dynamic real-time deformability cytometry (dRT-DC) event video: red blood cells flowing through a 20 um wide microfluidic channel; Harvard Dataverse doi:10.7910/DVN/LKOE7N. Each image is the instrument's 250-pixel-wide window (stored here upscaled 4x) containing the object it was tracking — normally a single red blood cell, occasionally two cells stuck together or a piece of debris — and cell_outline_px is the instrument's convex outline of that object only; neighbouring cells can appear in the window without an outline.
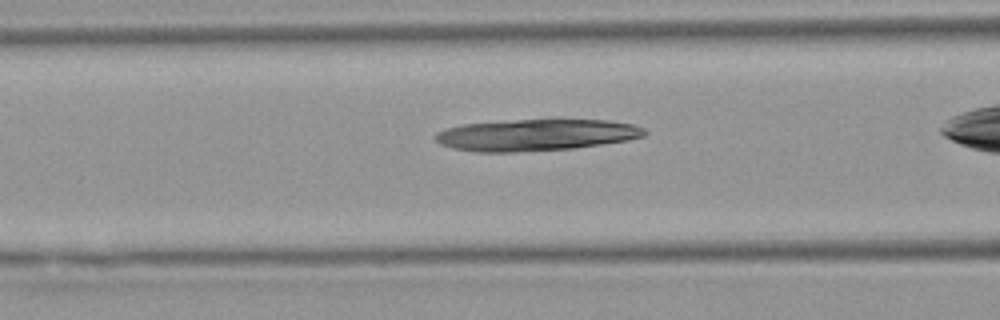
{"species": "Egyptian fruit bat (a non-hibernating species)", "species_latin": "Rousettus aegyptiacus", "temperature_condition": "warm", "stored_images_in_passage": 26, "camera_frame_rate_fps": 3000, "um_per_image_px": 0.085, "animal": {"sex": "female"}, "frame": {"image": 1, "passage_image": 6, "time_ms": 1.667, "image_size_px": [1000, 320], "cell_outline_px": [[648, 132], [644, 136], [628, 140], [572, 148], [516, 152], [476, 152], [452, 148], [440, 144], [436, 140], [436, 132], [448, 128], [464, 124], [516, 120], [608, 120], [632, 124], [644, 128]], "centroid_in_image_um": [45.57, 11.47], "position_along_channel_um": 121.0, "area_um2": 38.21}}
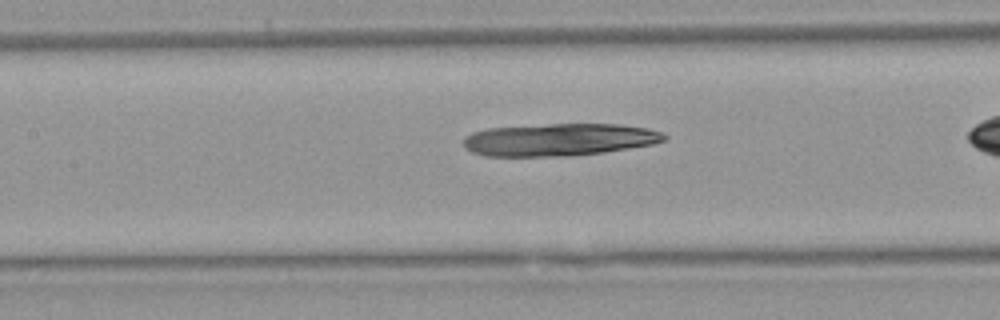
{"frame": {"image": 2, "passage_image": 9, "time_ms": 2.667, "image_size_px": [1000, 320], "cell_outline_px": [[668, 140], [652, 144], [604, 152], [568, 156], [484, 156], [472, 152], [464, 148], [464, 136], [472, 132], [488, 128], [548, 124], [620, 124], [648, 128], [660, 132], [668, 136]], "centroid_in_image_um": [47.52, 11.87], "position_along_channel_um": 159.9, "area_um2": 38.09}}
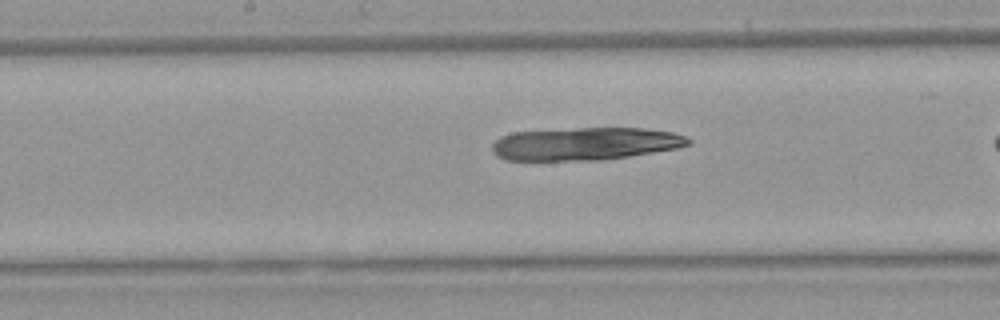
{"frame": {"image": 3, "passage_image": 12, "time_ms": 3.667, "image_size_px": [1000, 320], "cell_outline_px": [[692, 144], [676, 148], [628, 156], [600, 160], [504, 160], [496, 156], [492, 152], [492, 144], [500, 136], [512, 132], [580, 128], [644, 128], [672, 132], [688, 136], [692, 140]], "centroid_in_image_um": [49.73, 12.22], "position_along_channel_um": 198.5, "area_um2": 37.57}}